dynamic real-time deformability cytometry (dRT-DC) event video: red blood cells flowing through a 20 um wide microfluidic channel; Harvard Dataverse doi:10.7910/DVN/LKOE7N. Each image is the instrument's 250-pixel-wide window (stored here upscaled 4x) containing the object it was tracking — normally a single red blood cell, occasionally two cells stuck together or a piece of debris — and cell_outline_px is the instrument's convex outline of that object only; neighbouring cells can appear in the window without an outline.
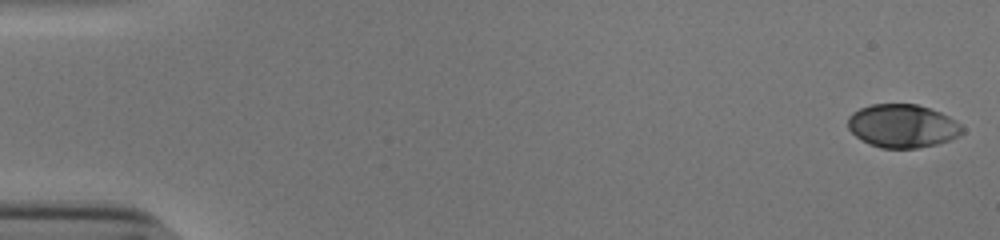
{"species": "human", "species_latin": "Homo sapiens", "temperature_condition": "cold", "stored_images_in_passage": 53, "camera_frame_rate_fps": 3000, "um_per_image_px": 0.085, "donor": {"sex": "male"}, "frame": {"image": 1, "passage_image": 1, "time_ms": 0.0, "image_size_px": [1000, 240], "cell_outline_px": [[964, 132], [948, 140], [936, 144], [916, 148], [880, 148], [868, 144], [856, 136], [848, 128], [848, 116], [852, 112], [860, 108], [872, 104], [916, 104], [940, 112], [948, 116], [960, 124], [964, 128]], "centroid_in_image_um": [76.68, 10.7], "position_along_channel_um": 8.3, "area_um2": 28.78}}
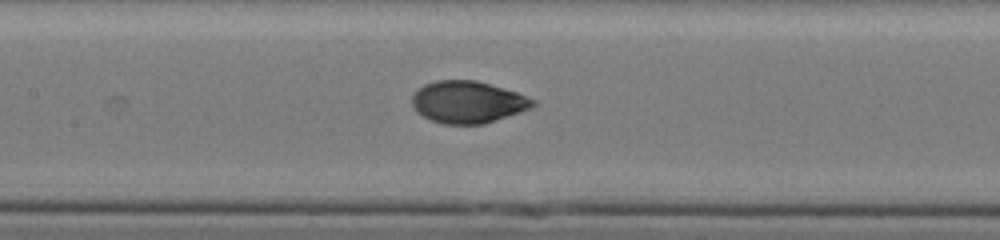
{"frame": {"image": 2, "passage_image": 26, "time_ms": 8.333, "image_size_px": [1000, 240], "cell_outline_px": [[536, 104], [520, 112], [484, 124], [444, 124], [432, 120], [416, 112], [412, 104], [412, 96], [416, 88], [424, 84], [436, 80], [476, 80], [516, 92], [536, 100]], "centroid_in_image_um": [39.72, 8.67], "position_along_channel_um": 167.7, "area_um2": 29.54}}
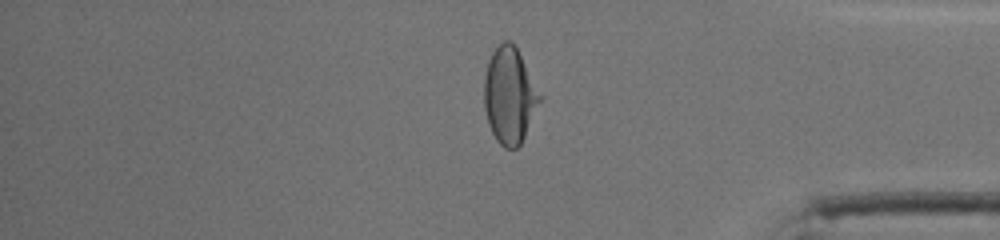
{"frame": {"image": 3, "passage_image": 45, "time_ms": 14.667, "image_size_px": [1000, 240], "cell_outline_px": [[544, 96], [520, 144], [516, 148], [504, 148], [496, 140], [488, 124], [484, 108], [484, 80], [488, 60], [492, 52], [504, 40], [508, 40], [516, 48]], "centroid_in_image_um": [43.32, 8.13], "position_along_channel_um": 391.9, "area_um2": 31.27}, "authors_computed_cell_mechanics": {"area_um2": 29.9982, "velocity_mm_per_s": 3.8613, "shape_relaxation_time_tau1_ms": 4.2682, "shape_relaxation_time_tau2_ms": null, "deformation_change_tau1": 0.1874, "deformation_change_tau2": null}}